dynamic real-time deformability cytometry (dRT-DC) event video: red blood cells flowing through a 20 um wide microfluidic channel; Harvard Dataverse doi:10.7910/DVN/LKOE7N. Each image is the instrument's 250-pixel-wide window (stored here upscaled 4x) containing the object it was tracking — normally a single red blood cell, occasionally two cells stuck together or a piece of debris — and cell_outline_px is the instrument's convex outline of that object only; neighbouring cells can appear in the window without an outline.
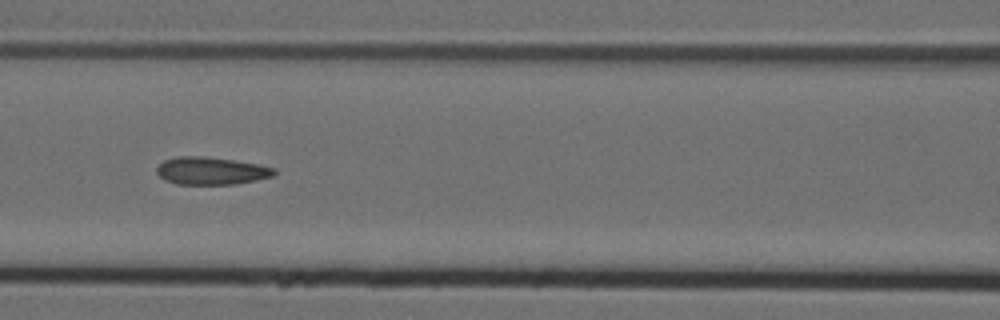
{"species": "Egyptian fruit bat (a non-hibernating species)", "species_latin": "Rousettus aegyptiacus", "temperature_condition": "cold", "stored_images_in_passage": 16, "camera_frame_rate_fps": 3000, "um_per_image_px": 0.085, "animal": {"sex": "female"}, "frame": {"image": 1, "passage_image": 7, "time_ms": 2.0, "image_size_px": [1000, 320], "cell_outline_px": [[276, 172], [272, 176], [256, 180], [236, 184], [176, 184], [164, 180], [156, 172], [156, 168], [164, 160], [176, 156], [204, 156], [260, 164], [276, 168]], "centroid_in_image_um": [17.94, 14.52], "position_along_channel_um": 148.7, "area_um2": 18.96}}
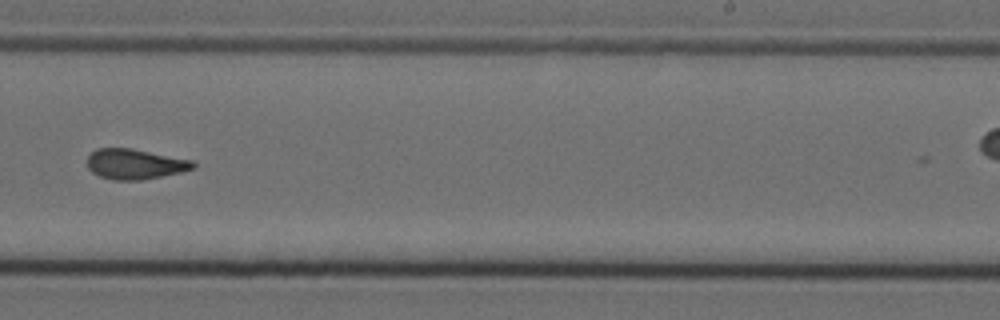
{"frame": {"image": 2, "passage_image": 10, "time_ms": 3.0, "image_size_px": [1000, 320], "cell_outline_px": [[196, 168], [180, 172], [140, 180], [112, 180], [100, 176], [92, 172], [88, 168], [88, 156], [96, 148], [132, 148], [192, 160], [196, 164]], "centroid_in_image_um": [11.47, 13.94], "position_along_channel_um": 277.5, "area_um2": 18.61}}
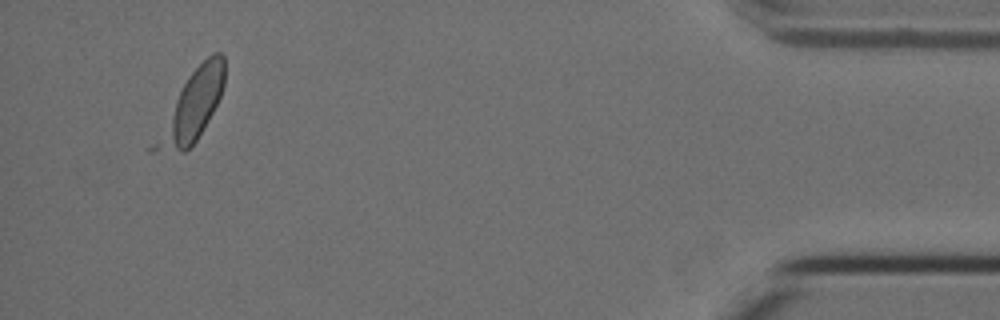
{"frame": {"image": 3, "passage_image": 16, "time_ms": 5.0, "image_size_px": [1000, 320], "cell_outline_px": [[224, 84], [220, 96], [208, 120], [196, 140], [184, 152], [180, 152], [148, 148], [184, 84], [192, 72], [212, 52], [220, 52], [224, 56]], "centroid_in_image_um": [16.33, 9.04], "position_along_channel_um": 418.9, "area_um2": 26.76}}